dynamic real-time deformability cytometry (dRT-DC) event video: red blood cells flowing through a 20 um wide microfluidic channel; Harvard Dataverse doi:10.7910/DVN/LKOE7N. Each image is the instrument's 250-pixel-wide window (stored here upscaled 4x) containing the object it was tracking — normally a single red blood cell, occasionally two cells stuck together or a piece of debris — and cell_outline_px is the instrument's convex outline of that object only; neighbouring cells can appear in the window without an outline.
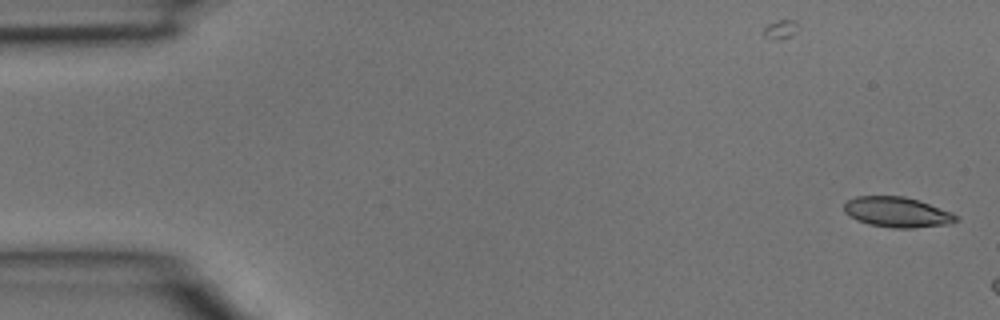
{"species": "common noctule bat (a hibernating species)", "species_latin": "Nyctalus noctula", "temperature_condition": "room temperature", "stored_images_in_passage": 3, "camera_frame_rate_fps": 3000, "um_per_image_px": 0.085, "animal": {"sex": "male", "body_mass_g": 15.6}, "frame": {"image": 1, "passage_image": 1, "time_ms": 0.0, "image_size_px": [1000, 320], "cell_outline_px": [[960, 220], [948, 224], [912, 228], [892, 228], [868, 224], [856, 220], [844, 212], [844, 204], [848, 200], [856, 196], [904, 196], [920, 200], [952, 212], [960, 216]], "centroid_in_image_um": [76.29, 18.03], "position_along_channel_um": 8.7, "area_um2": 20.0}}